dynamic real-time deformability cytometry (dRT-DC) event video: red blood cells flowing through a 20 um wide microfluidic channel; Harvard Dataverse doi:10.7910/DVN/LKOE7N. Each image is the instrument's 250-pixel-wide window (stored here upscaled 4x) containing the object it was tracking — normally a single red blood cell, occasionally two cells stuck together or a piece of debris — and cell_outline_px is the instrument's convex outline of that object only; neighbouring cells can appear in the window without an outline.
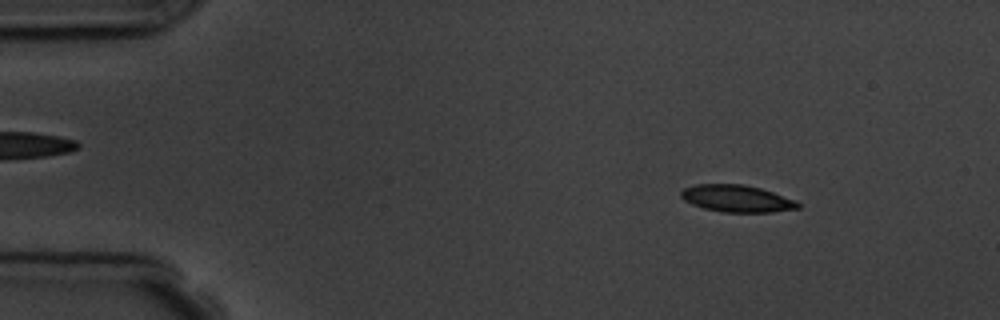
{"species": "common noctule bat (a hibernating species)", "species_latin": "Nyctalus noctula", "temperature_condition": "room temperature", "stored_images_in_passage": 9, "camera_frame_rate_fps": 3000, "um_per_image_px": 0.085, "animal": {"sex": "male", "body_mass_g": 19.5, "forearm_length_mm": 54.6}, "frame": {"image": 1, "passage_image": 2, "time_ms": 1.333, "image_size_px": [1000, 320], "cell_outline_px": [[800, 208], [772, 212], [724, 212], [704, 208], [692, 204], [684, 200], [680, 196], [680, 192], [684, 188], [696, 184], [744, 184], [760, 188], [796, 200], [800, 204]], "centroid_in_image_um": [62.63, 16.87], "position_along_channel_um": 22.4, "area_um2": 18.38}}